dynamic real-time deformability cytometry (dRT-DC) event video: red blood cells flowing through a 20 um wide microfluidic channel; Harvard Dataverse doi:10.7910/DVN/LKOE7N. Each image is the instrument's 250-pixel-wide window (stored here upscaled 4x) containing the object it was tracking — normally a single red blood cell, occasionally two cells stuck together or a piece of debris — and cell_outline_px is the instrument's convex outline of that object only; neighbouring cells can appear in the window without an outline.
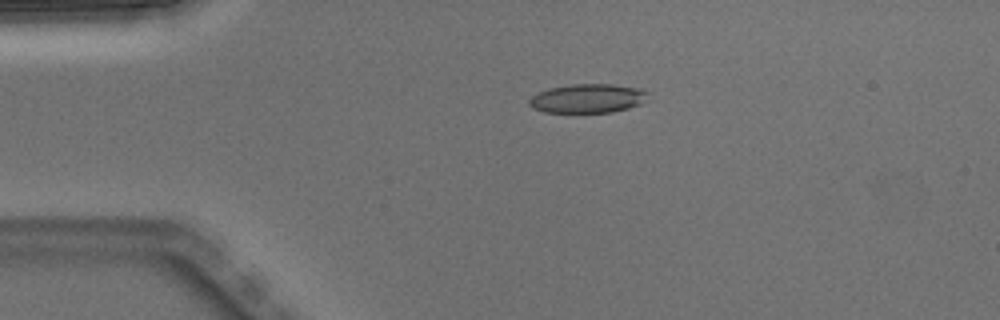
{"species": "Egyptian fruit bat (a non-hibernating species)", "species_latin": "Rousettus aegyptiacus", "temperature_condition": "warm", "stored_images_in_passage": 3, "camera_frame_rate_fps": 3000, "um_per_image_px": 0.085, "animal": {"sex": "male"}, "frame": {"image": 1, "passage_image": 2, "time_ms": 0.333, "image_size_px": [1000, 320], "cell_outline_px": [[648, 100], [640, 104], [628, 108], [612, 112], [544, 112], [532, 108], [528, 104], [528, 100], [532, 96], [548, 88], [572, 84], [612, 84], [640, 88], [648, 92]], "centroid_in_image_um": [49.97, 8.36], "position_along_channel_um": 35.0, "area_um2": 20.17}}